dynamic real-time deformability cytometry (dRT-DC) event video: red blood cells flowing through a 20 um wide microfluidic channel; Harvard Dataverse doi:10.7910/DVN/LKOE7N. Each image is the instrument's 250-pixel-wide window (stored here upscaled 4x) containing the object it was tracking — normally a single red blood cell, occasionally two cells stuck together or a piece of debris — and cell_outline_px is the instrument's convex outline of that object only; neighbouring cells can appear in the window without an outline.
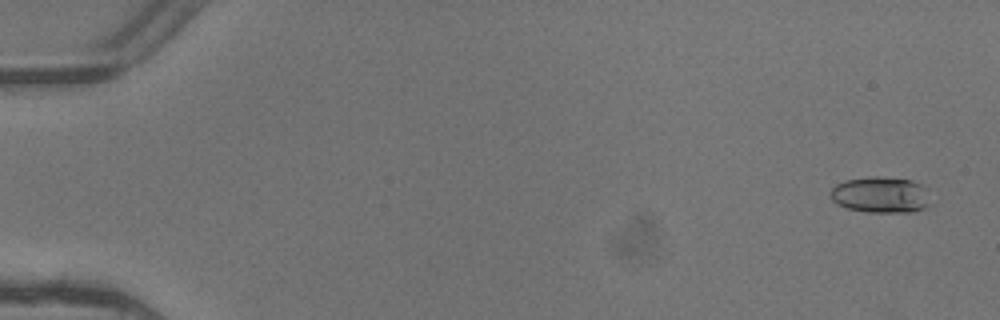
{"species": "common noctule bat (a hibernating species)", "species_latin": "Nyctalus noctula", "temperature_condition": "warm", "stored_images_in_passage": 6, "camera_frame_rate_fps": 3000, "um_per_image_px": 0.085, "animal": {"sex": "female"}, "frame": {"image": 1, "passage_image": 1, "time_ms": 0.0, "image_size_px": [1000, 320], "cell_outline_px": [[932, 204], [924, 208], [912, 212], [868, 212], [848, 208], [836, 204], [832, 200], [832, 188], [836, 184], [844, 180], [872, 176], [880, 176], [912, 180], [928, 188]], "centroid_in_image_um": [74.92, 16.55], "position_along_channel_um": 10.1, "area_um2": 21.39}}